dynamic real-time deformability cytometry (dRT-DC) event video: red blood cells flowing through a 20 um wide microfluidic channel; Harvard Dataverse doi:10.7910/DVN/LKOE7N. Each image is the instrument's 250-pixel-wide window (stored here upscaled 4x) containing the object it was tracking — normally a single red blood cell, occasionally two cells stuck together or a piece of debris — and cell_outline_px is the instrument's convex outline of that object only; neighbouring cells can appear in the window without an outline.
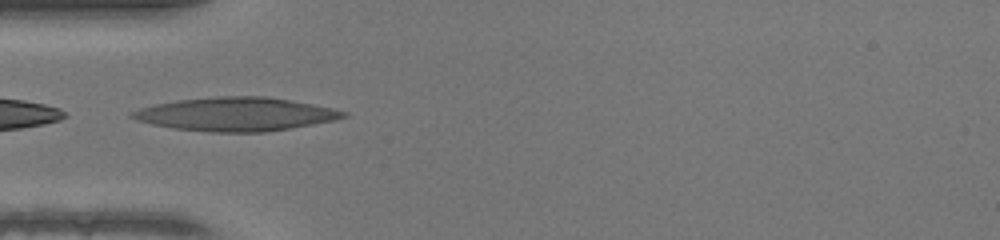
{"species": "human", "species_latin": "Homo sapiens", "temperature_condition": "warm", "stored_images_in_passage": 34, "camera_frame_rate_fps": 3000, "um_per_image_px": 0.085, "donor": {"sex": "female"}, "frame": {"image": 1, "passage_image": 1, "time_ms": 0.0, "image_size_px": [1000, 240], "cell_outline_px": [[348, 116], [336, 120], [264, 132], [208, 132], [172, 128], [152, 124], [136, 120], [128, 116], [128, 112], [140, 108], [156, 104], [176, 100], [216, 96], [264, 96], [312, 104], [332, 108], [348, 112]], "centroid_in_image_um": [20.0, 9.7], "position_along_channel_um": 65.0, "area_um2": 41.27}}
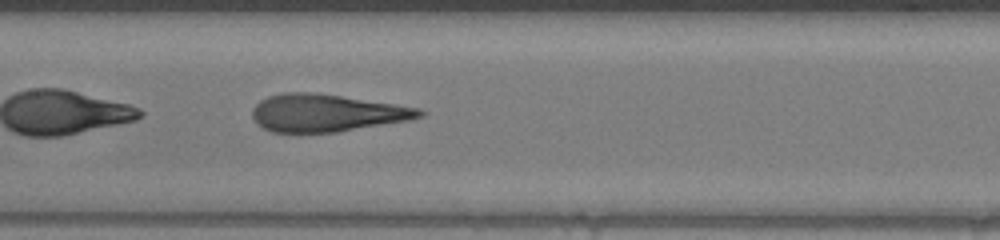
{"frame": {"image": 2, "passage_image": 9, "time_ms": 2.667, "image_size_px": [1000, 240], "cell_outline_px": [[424, 116], [412, 120], [336, 132], [272, 132], [256, 124], [252, 116], [252, 108], [260, 100], [268, 96], [284, 92], [316, 92], [420, 108], [424, 112]], "centroid_in_image_um": [27.75, 9.6], "position_along_channel_um": 179.7, "area_um2": 36.59}}
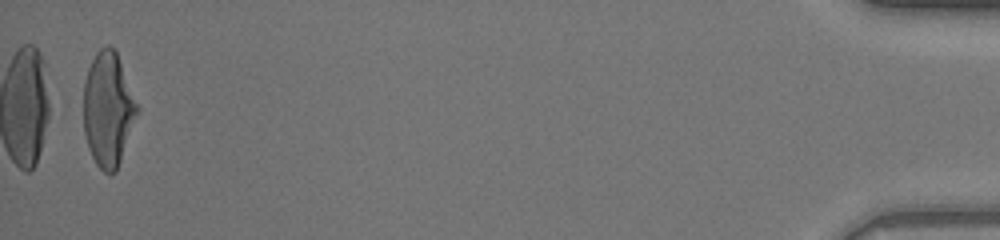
{"frame": {"image": 3, "passage_image": 33, "time_ms": 10.667, "image_size_px": [1000, 240], "cell_outline_px": [[140, 108], [116, 172], [104, 172], [96, 164], [88, 148], [84, 132], [84, 80], [88, 68], [96, 52], [100, 48], [108, 44], [116, 52]], "centroid_in_image_um": [9.19, 9.28], "position_along_channel_um": 426.0, "area_um2": 35.6}, "authors_computed_cell_mechanics": {"area_um2": 36.6452, "velocity_mm_per_s": 4.3161, "shape_relaxation_time_tau1_ms": 8.0028, "shape_relaxation_time_tau2_ms": 0.9151, "deformation_change_tau1": 0.3449, "deformation_change_tau2": 0.1087}}